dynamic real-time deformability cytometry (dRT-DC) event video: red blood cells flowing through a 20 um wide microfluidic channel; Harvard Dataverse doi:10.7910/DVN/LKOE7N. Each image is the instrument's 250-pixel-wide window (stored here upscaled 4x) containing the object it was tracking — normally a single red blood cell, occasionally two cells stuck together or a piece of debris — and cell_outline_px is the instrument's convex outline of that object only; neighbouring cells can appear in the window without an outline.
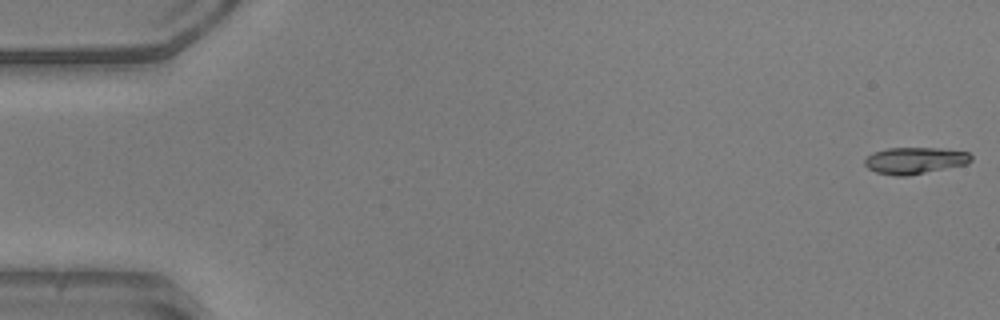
{"species": "common noctule bat (a hibernating species)", "species_latin": "Nyctalus noctula", "temperature_condition": "warm", "stored_images_in_passage": 52, "camera_frame_rate_fps": 3000, "um_per_image_px": 0.085, "animal": {"sex": "male", "body_mass_g": 20.5, "forearm_length_mm": 52.5}, "frame": {"image": 1, "passage_image": 1, "time_ms": 0.0, "image_size_px": [1000, 320], "cell_outline_px": [[972, 160], [968, 164], [908, 176], [896, 176], [876, 172], [868, 168], [864, 164], [864, 160], [872, 152], [888, 148], [940, 148], [968, 152], [972, 156]], "centroid_in_image_um": [77.77, 13.65], "position_along_channel_um": 7.2, "area_um2": 16.65}}
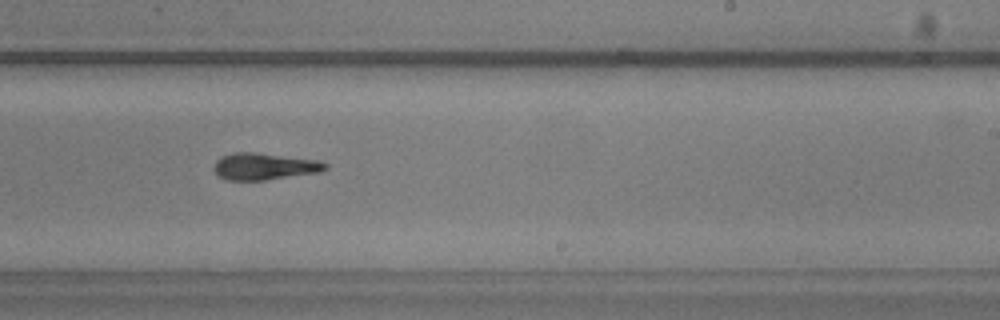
{"frame": {"image": 2, "passage_image": 32, "time_ms": 10.333, "image_size_px": [1000, 320], "cell_outline_px": [[328, 168], [320, 172], [264, 180], [228, 180], [220, 176], [212, 168], [216, 160], [220, 156], [232, 152], [256, 152], [320, 160], [328, 164]], "centroid_in_image_um": [22.47, 14.13], "position_along_channel_um": 266.5, "area_um2": 17.57}}
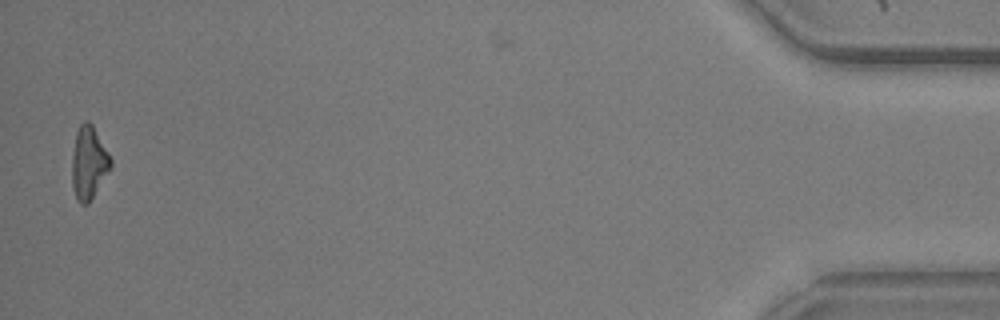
{"frame": {"image": 3, "passage_image": 51, "time_ms": 16.667, "image_size_px": [1000, 320], "cell_outline_px": [[112, 168], [88, 204], [80, 204], [76, 200], [72, 184], [72, 156], [76, 132], [80, 124], [84, 120], [88, 120], [92, 124], [108, 152], [112, 160]], "centroid_in_image_um": [7.55, 13.85], "position_along_channel_um": 427.7, "area_um2": 16.59}, "authors_computed_cell_mechanics": {"area_um2": 17.1088, "velocity_mm_per_s": 3.9669, "shape_relaxation_time_tau1_ms": 4.2679, "shape_relaxation_time_tau2_ms": 4.0267, "deformation_change_tau1": 0.1948, "deformation_change_tau2": 0.1391}}